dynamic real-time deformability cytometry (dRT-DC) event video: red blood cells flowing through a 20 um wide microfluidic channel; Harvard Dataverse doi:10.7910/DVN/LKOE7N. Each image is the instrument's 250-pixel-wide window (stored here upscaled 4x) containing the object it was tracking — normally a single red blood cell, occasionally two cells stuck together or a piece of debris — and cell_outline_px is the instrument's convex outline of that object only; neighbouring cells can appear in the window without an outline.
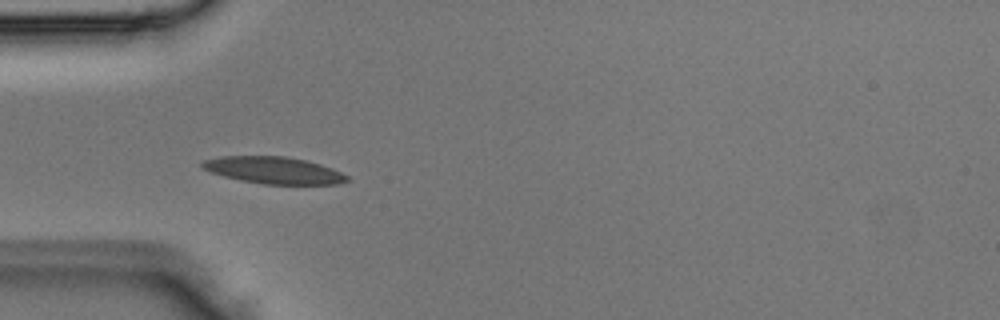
{"species": "Egyptian fruit bat (a non-hibernating species)", "species_latin": "Rousettus aegyptiacus", "temperature_condition": "room temperature", "stored_images_in_passage": 4, "camera_frame_rate_fps": 3000, "um_per_image_px": 0.085, "animal": {"sex": "male"}, "frame": {"image": 1, "passage_image": 3, "time_ms": 0.667, "image_size_px": [1000, 320], "cell_outline_px": [[348, 180], [340, 184], [264, 184], [240, 180], [224, 176], [200, 168], [200, 164], [204, 160], [220, 156], [284, 156], [304, 160], [320, 164], [332, 168], [348, 176]], "centroid_in_image_um": [23.24, 14.47], "position_along_channel_um": 61.8, "area_um2": 22.6}}
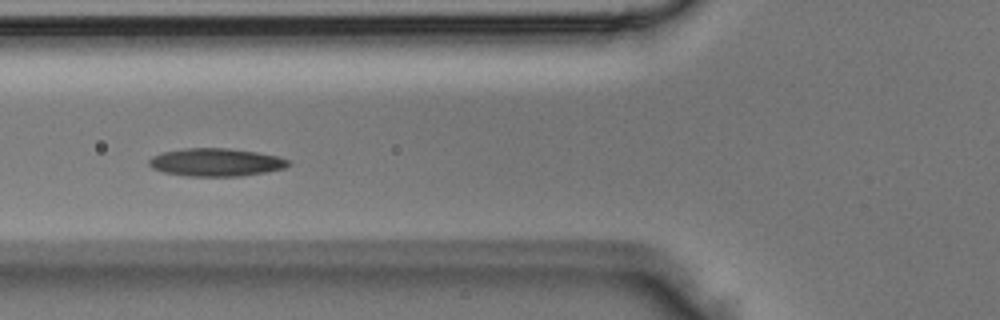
{"frame": {"image": 2, "passage_image": 4, "time_ms": 1.0, "image_size_px": [1000, 320], "cell_outline_px": [[292, 164], [284, 168], [264, 172], [240, 176], [188, 176], [164, 172], [152, 168], [148, 164], [148, 160], [152, 156], [160, 152], [184, 148], [228, 148], [256, 152], [276, 156], [288, 160]], "centroid_in_image_um": [18.31, 13.79], "position_along_channel_um": 107.5, "area_um2": 22.66}}